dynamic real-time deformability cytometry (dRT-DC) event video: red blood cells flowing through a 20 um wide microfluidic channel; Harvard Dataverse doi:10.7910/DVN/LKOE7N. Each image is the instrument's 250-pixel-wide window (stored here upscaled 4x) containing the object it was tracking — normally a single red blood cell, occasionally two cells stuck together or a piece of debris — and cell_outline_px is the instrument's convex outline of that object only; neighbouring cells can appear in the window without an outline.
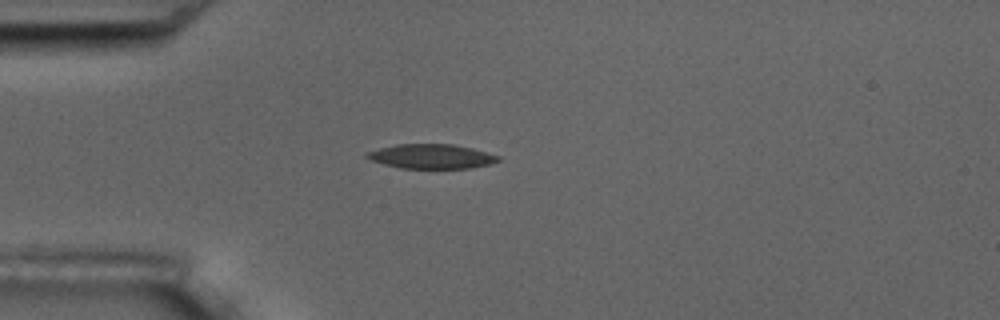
{"species": "common noctule bat (a hibernating species)", "species_latin": "Nyctalus noctula", "temperature_condition": "room temperature", "stored_images_in_passage": 14, "camera_frame_rate_fps": 3000, "um_per_image_px": 0.085, "animal": {"sex": "male", "body_mass_g": 17.5, "forearm_length_mm": 52.3}, "frame": {"image": 1, "passage_image": 3, "time_ms": 3.333, "image_size_px": [1000, 320], "cell_outline_px": [[500, 160], [488, 164], [472, 168], [400, 168], [384, 164], [372, 160], [364, 156], [364, 152], [396, 144], [452, 144], [472, 148], [500, 156]], "centroid_in_image_um": [36.64, 13.29], "position_along_channel_um": 48.4, "area_um2": 18.67}}
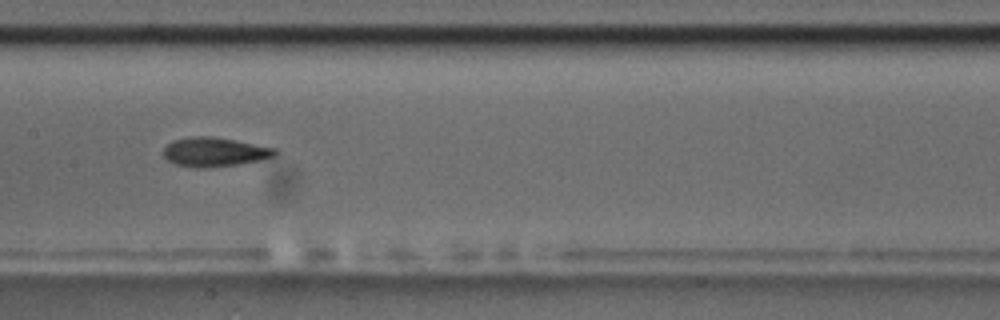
{"frame": {"image": 2, "passage_image": 7, "time_ms": 7.667, "image_size_px": [1000, 320], "cell_outline_px": [[280, 152], [276, 156], [264, 160], [236, 164], [204, 168], [196, 168], [176, 164], [168, 160], [164, 156], [164, 148], [172, 140], [192, 136], [212, 136], [236, 140], [276, 148]], "centroid_in_image_um": [18.29, 12.91], "position_along_channel_um": 189.1, "area_um2": 19.13}}
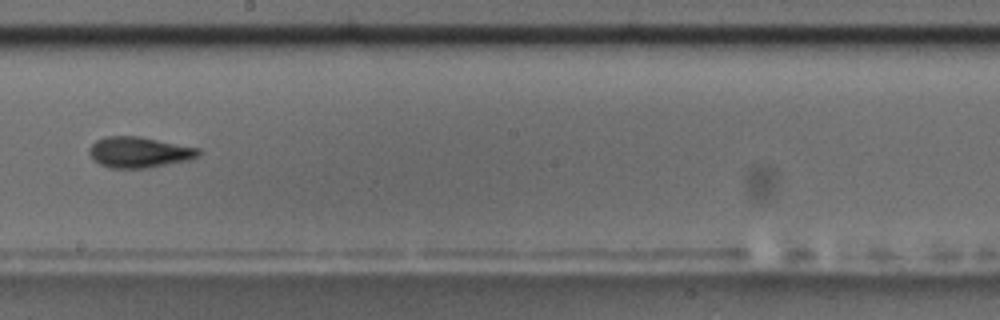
{"frame": {"image": 3, "passage_image": 8, "time_ms": 9.0, "image_size_px": [1000, 320], "cell_outline_px": [[200, 156], [188, 160], [148, 168], [112, 168], [100, 164], [92, 160], [88, 152], [88, 148], [96, 140], [104, 136], [140, 136], [200, 148]], "centroid_in_image_um": [11.81, 12.93], "position_along_channel_um": 236.4, "area_um2": 19.83}, "authors_computed_cell_mechanics": {"area_um2": 19.1029, "velocity_mm_per_s": 3.5568, "shape_relaxation_time_tau1_ms": 3.3518, "shape_relaxation_time_tau2_ms": 2.2302, "deformation_change_tau1": 0.1305, "deformation_change_tau2": 0.0807}}